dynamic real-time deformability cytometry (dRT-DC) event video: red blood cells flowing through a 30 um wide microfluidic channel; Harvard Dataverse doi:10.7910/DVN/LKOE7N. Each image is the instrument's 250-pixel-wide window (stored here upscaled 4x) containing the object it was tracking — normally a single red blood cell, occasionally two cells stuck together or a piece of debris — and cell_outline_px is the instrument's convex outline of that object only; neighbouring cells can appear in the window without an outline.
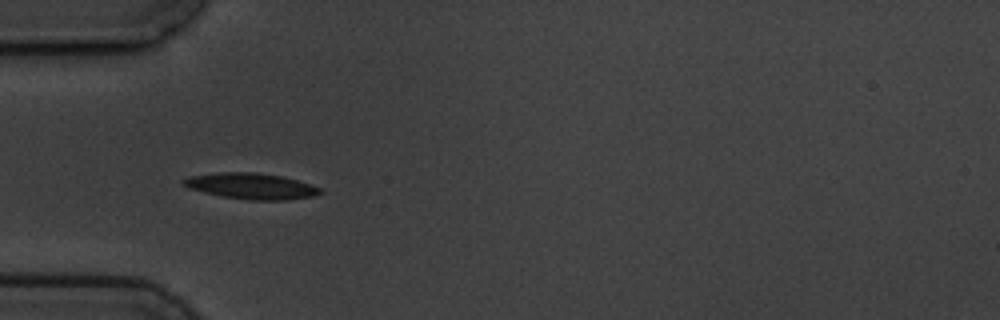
{"species": "common noctule bat (a hibernating species)", "species_latin": "Nyctalus noctula", "temperature_condition": "cold", "stored_images_in_passage": 6, "camera_frame_rate_fps": 3000, "um_per_image_px": 0.085, "animal": {"sex": "male", "body_mass_g": 19.5, "forearm_length_mm": 54.6}, "frame": {"image": 1, "passage_image": 5, "time_ms": 4.667, "image_size_px": [1000, 320], "cell_outline_px": [[324, 192], [312, 196], [284, 200], [252, 200], [220, 196], [188, 188], [180, 180], [188, 176], [216, 172], [256, 172], [284, 176], [320, 188]], "centroid_in_image_um": [21.31, 15.8], "position_along_channel_um": 63.7, "area_um2": 20.69}}